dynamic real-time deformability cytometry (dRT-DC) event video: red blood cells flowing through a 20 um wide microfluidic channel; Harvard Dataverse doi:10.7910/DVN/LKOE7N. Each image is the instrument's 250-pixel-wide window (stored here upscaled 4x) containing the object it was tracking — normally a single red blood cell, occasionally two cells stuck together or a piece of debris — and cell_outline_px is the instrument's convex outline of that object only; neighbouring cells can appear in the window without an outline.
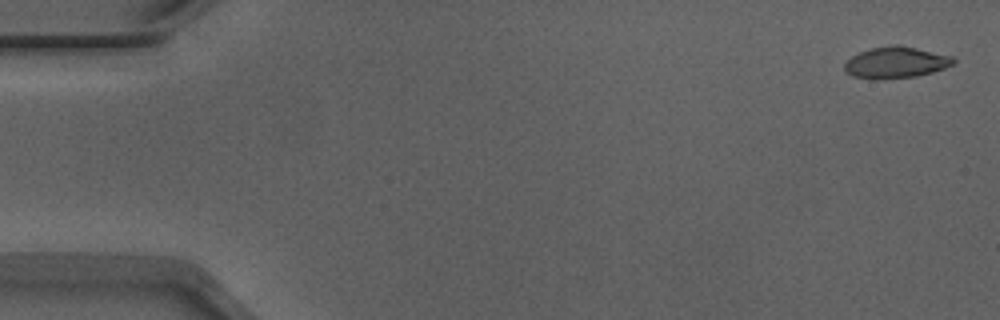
{"species": "Egyptian fruit bat (a non-hibernating species)", "species_latin": "Rousettus aegyptiacus", "temperature_condition": "warm", "stored_images_in_passage": 9, "camera_frame_rate_fps": 3000, "um_per_image_px": 0.085, "animal": {"sex": "male"}, "frame": {"image": 1, "passage_image": 1, "time_ms": 0.0, "image_size_px": [1000, 320], "cell_outline_px": [[956, 64], [932, 72], [916, 76], [876, 80], [852, 76], [844, 72], [844, 64], [852, 56], [860, 52], [872, 48], [896, 44], [900, 44], [952, 56], [956, 60]], "centroid_in_image_um": [76.15, 5.32], "position_along_channel_um": 8.8, "area_um2": 20.06}}